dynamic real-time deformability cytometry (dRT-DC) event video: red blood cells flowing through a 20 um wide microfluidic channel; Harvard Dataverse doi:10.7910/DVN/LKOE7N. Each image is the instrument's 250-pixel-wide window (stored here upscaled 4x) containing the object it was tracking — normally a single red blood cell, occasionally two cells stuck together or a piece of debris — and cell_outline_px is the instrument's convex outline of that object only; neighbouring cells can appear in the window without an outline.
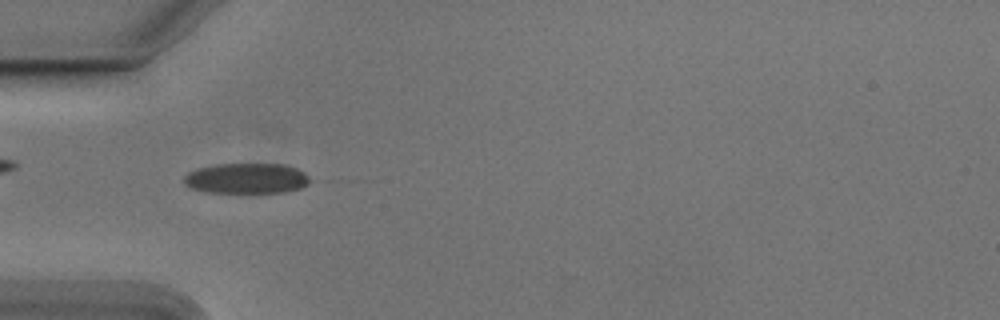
{"species": "Egyptian fruit bat (a non-hibernating species)", "species_latin": "Rousettus aegyptiacus", "temperature_condition": "cold", "stored_images_in_passage": 49, "camera_frame_rate_fps": 3000, "um_per_image_px": 0.085, "animal": {"sex": "male"}, "frame": {"image": 1, "passage_image": 17, "time_ms": 5.333, "image_size_px": [1000, 320], "cell_outline_px": [[308, 184], [300, 188], [284, 192], [248, 196], [208, 192], [192, 188], [184, 184], [184, 176], [188, 172], [196, 168], [216, 164], [288, 164], [304, 172], [308, 176]], "centroid_in_image_um": [20.94, 15.21], "position_along_channel_um": 64.1, "area_um2": 23.35}}
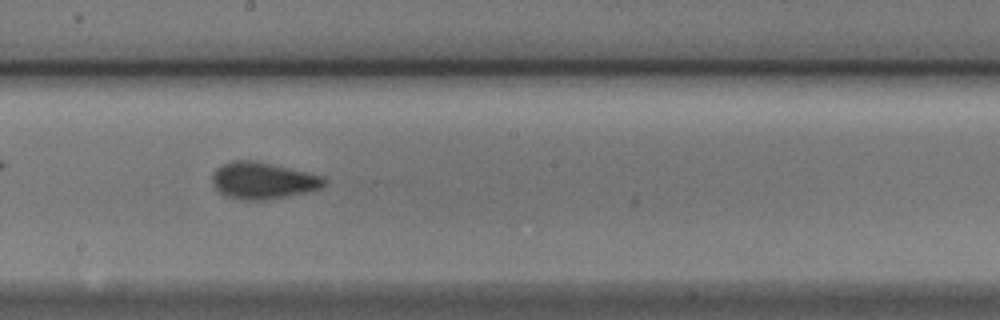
{"frame": {"image": 2, "passage_image": 30, "time_ms": 9.667, "image_size_px": [1000, 320], "cell_outline_px": [[328, 184], [320, 188], [308, 192], [264, 200], [240, 200], [224, 196], [212, 184], [212, 172], [216, 168], [232, 160], [256, 160], [324, 176], [328, 180]], "centroid_in_image_um": [22.35, 15.35], "position_along_channel_um": 225.8, "area_um2": 24.28}}
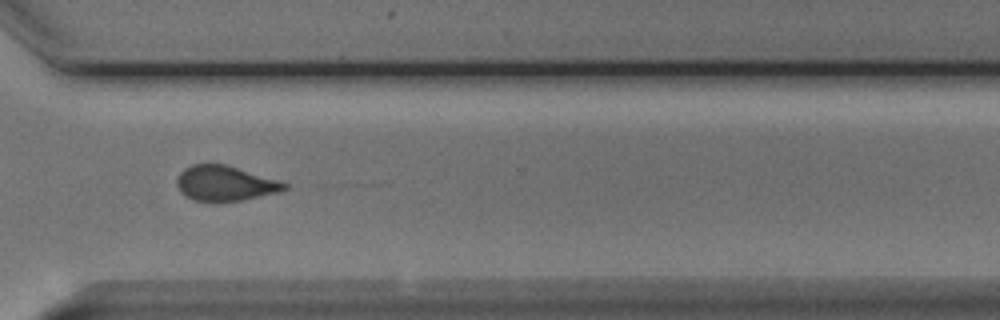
{"frame": {"image": 3, "passage_image": 40, "time_ms": 13.0, "image_size_px": [1000, 320], "cell_outline_px": [[288, 188], [280, 192], [240, 200], [196, 200], [184, 196], [180, 192], [176, 184], [176, 180], [180, 172], [184, 168], [192, 164], [224, 164], [276, 180], [288, 184]], "centroid_in_image_um": [19.08, 15.57], "position_along_channel_um": 351.5, "area_um2": 21.5}, "authors_computed_cell_mechanics": {"area_um2": 22.5998, "velocity_mm_per_s": 3.7649, "shape_relaxation_time_tau1_ms": 2.7012, "shape_relaxation_time_tau2_ms": 2.3644, "deformation_change_tau1": 0.0896, "deformation_change_tau2": 0.0708}}